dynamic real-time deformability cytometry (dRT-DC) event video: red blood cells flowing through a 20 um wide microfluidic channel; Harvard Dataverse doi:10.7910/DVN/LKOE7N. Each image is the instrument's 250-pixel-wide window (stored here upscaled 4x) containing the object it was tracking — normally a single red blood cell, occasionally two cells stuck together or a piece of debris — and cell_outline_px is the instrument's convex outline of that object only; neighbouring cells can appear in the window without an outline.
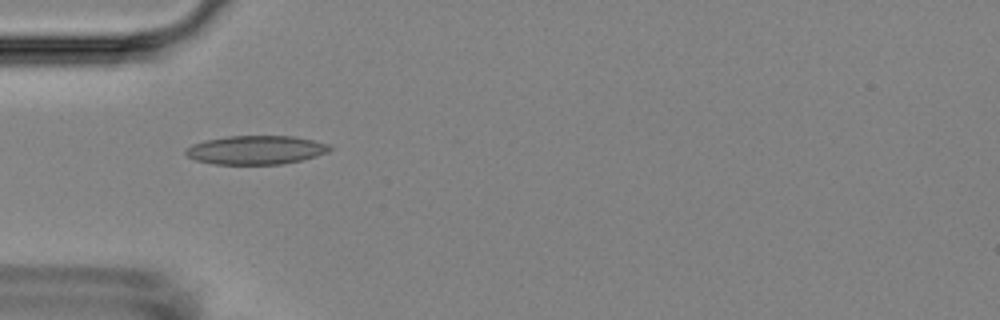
{"species": "Egyptian fruit bat (a non-hibernating species)", "species_latin": "Rousettus aegyptiacus", "temperature_condition": "room temperature", "stored_images_in_passage": 6, "camera_frame_rate_fps": 3000, "um_per_image_px": 0.085, "animal": {"sex": "female"}, "frame": {"image": 1, "passage_image": 6, "time_ms": 5.667, "image_size_px": [1000, 320], "cell_outline_px": [[332, 148], [328, 152], [316, 156], [284, 164], [216, 164], [196, 160], [188, 156], [184, 152], [184, 148], [192, 144], [204, 140], [228, 136], [292, 136], [332, 144]], "centroid_in_image_um": [21.75, 12.74], "position_along_channel_um": 63.2, "area_um2": 24.22}}